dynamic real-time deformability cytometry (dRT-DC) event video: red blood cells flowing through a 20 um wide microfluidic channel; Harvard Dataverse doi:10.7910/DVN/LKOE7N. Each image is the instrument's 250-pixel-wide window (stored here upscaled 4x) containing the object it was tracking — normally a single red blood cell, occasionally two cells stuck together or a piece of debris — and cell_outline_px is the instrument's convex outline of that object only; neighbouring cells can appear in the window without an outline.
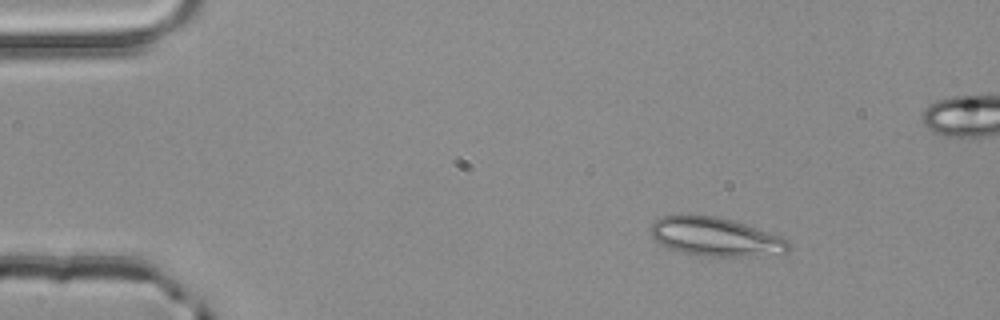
{"species": "common noctule bat (a hibernating species)", "species_latin": "Nyctalus noctula", "temperature_condition": "room temperature", "stored_images_in_passage": 4, "camera_frame_rate_fps": 3000, "um_per_image_px": 0.085, "animal": {"sex": "male", "body_mass_g": 20.4}, "frame": {"image": 1, "passage_image": 2, "time_ms": 0.333, "image_size_px": [1000, 320], "cell_outline_px": [[792, 248], [784, 252], [756, 256], [704, 256], [684, 252], [668, 248], [660, 244], [648, 232], [648, 228], [652, 220], [664, 216], [688, 212], [720, 216], [780, 236], [788, 240]], "centroid_in_image_um": [60.72, 20.08], "position_along_channel_um": 24.3, "area_um2": 31.73}}